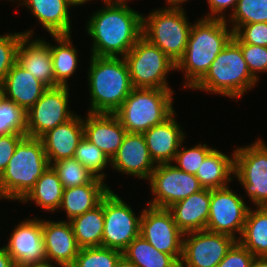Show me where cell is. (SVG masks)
<instances>
[{
	"label": "cell",
	"mask_w": 267,
	"mask_h": 267,
	"mask_svg": "<svg viewBox=\"0 0 267 267\" xmlns=\"http://www.w3.org/2000/svg\"><path fill=\"white\" fill-rule=\"evenodd\" d=\"M142 15L128 4L104 3L86 22L93 41L90 54L124 57L142 36Z\"/></svg>",
	"instance_id": "1"
},
{
	"label": "cell",
	"mask_w": 267,
	"mask_h": 267,
	"mask_svg": "<svg viewBox=\"0 0 267 267\" xmlns=\"http://www.w3.org/2000/svg\"><path fill=\"white\" fill-rule=\"evenodd\" d=\"M195 23V24H194ZM176 70L184 73V88L192 89L206 74L216 56L233 39L234 31L223 19L194 21Z\"/></svg>",
	"instance_id": "2"
},
{
	"label": "cell",
	"mask_w": 267,
	"mask_h": 267,
	"mask_svg": "<svg viewBox=\"0 0 267 267\" xmlns=\"http://www.w3.org/2000/svg\"><path fill=\"white\" fill-rule=\"evenodd\" d=\"M87 72L90 113L114 114L133 86L124 57L90 56Z\"/></svg>",
	"instance_id": "3"
},
{
	"label": "cell",
	"mask_w": 267,
	"mask_h": 267,
	"mask_svg": "<svg viewBox=\"0 0 267 267\" xmlns=\"http://www.w3.org/2000/svg\"><path fill=\"white\" fill-rule=\"evenodd\" d=\"M49 167L42 140L26 136L0 176V199L20 202Z\"/></svg>",
	"instance_id": "4"
},
{
	"label": "cell",
	"mask_w": 267,
	"mask_h": 267,
	"mask_svg": "<svg viewBox=\"0 0 267 267\" xmlns=\"http://www.w3.org/2000/svg\"><path fill=\"white\" fill-rule=\"evenodd\" d=\"M257 82L248 69L241 47L232 39L192 90L238 100L254 88Z\"/></svg>",
	"instance_id": "5"
},
{
	"label": "cell",
	"mask_w": 267,
	"mask_h": 267,
	"mask_svg": "<svg viewBox=\"0 0 267 267\" xmlns=\"http://www.w3.org/2000/svg\"><path fill=\"white\" fill-rule=\"evenodd\" d=\"M174 90L133 88L114 113L127 132L144 133L174 112Z\"/></svg>",
	"instance_id": "6"
},
{
	"label": "cell",
	"mask_w": 267,
	"mask_h": 267,
	"mask_svg": "<svg viewBox=\"0 0 267 267\" xmlns=\"http://www.w3.org/2000/svg\"><path fill=\"white\" fill-rule=\"evenodd\" d=\"M185 8L165 6L142 15V36L159 47L175 63L183 56L192 23Z\"/></svg>",
	"instance_id": "7"
},
{
	"label": "cell",
	"mask_w": 267,
	"mask_h": 267,
	"mask_svg": "<svg viewBox=\"0 0 267 267\" xmlns=\"http://www.w3.org/2000/svg\"><path fill=\"white\" fill-rule=\"evenodd\" d=\"M133 88L171 89L168 73L176 70V63L159 47L141 36L124 56Z\"/></svg>",
	"instance_id": "8"
},
{
	"label": "cell",
	"mask_w": 267,
	"mask_h": 267,
	"mask_svg": "<svg viewBox=\"0 0 267 267\" xmlns=\"http://www.w3.org/2000/svg\"><path fill=\"white\" fill-rule=\"evenodd\" d=\"M234 150V178L255 207H267V144L258 138Z\"/></svg>",
	"instance_id": "9"
},
{
	"label": "cell",
	"mask_w": 267,
	"mask_h": 267,
	"mask_svg": "<svg viewBox=\"0 0 267 267\" xmlns=\"http://www.w3.org/2000/svg\"><path fill=\"white\" fill-rule=\"evenodd\" d=\"M103 211L102 246L123 252L140 235L142 211L137 217L132 207L111 189L103 197Z\"/></svg>",
	"instance_id": "10"
},
{
	"label": "cell",
	"mask_w": 267,
	"mask_h": 267,
	"mask_svg": "<svg viewBox=\"0 0 267 267\" xmlns=\"http://www.w3.org/2000/svg\"><path fill=\"white\" fill-rule=\"evenodd\" d=\"M244 200V195H238L230 189V185L211 189L209 218L205 230L229 235L238 241L250 208Z\"/></svg>",
	"instance_id": "11"
},
{
	"label": "cell",
	"mask_w": 267,
	"mask_h": 267,
	"mask_svg": "<svg viewBox=\"0 0 267 267\" xmlns=\"http://www.w3.org/2000/svg\"><path fill=\"white\" fill-rule=\"evenodd\" d=\"M148 182L153 198L146 205L159 208H169L203 189L195 175L177 169L172 163L158 164Z\"/></svg>",
	"instance_id": "12"
},
{
	"label": "cell",
	"mask_w": 267,
	"mask_h": 267,
	"mask_svg": "<svg viewBox=\"0 0 267 267\" xmlns=\"http://www.w3.org/2000/svg\"><path fill=\"white\" fill-rule=\"evenodd\" d=\"M69 97V86L48 88L27 111V136L41 138L49 130L70 120L76 113L69 108Z\"/></svg>",
	"instance_id": "13"
},
{
	"label": "cell",
	"mask_w": 267,
	"mask_h": 267,
	"mask_svg": "<svg viewBox=\"0 0 267 267\" xmlns=\"http://www.w3.org/2000/svg\"><path fill=\"white\" fill-rule=\"evenodd\" d=\"M140 235L155 249L172 255L180 263L184 233L177 227L168 208L147 205L142 210Z\"/></svg>",
	"instance_id": "14"
},
{
	"label": "cell",
	"mask_w": 267,
	"mask_h": 267,
	"mask_svg": "<svg viewBox=\"0 0 267 267\" xmlns=\"http://www.w3.org/2000/svg\"><path fill=\"white\" fill-rule=\"evenodd\" d=\"M236 241L207 230L185 233L180 267H217Z\"/></svg>",
	"instance_id": "15"
},
{
	"label": "cell",
	"mask_w": 267,
	"mask_h": 267,
	"mask_svg": "<svg viewBox=\"0 0 267 267\" xmlns=\"http://www.w3.org/2000/svg\"><path fill=\"white\" fill-rule=\"evenodd\" d=\"M4 245L16 267L47 263L42 233V219L31 217L15 226Z\"/></svg>",
	"instance_id": "16"
},
{
	"label": "cell",
	"mask_w": 267,
	"mask_h": 267,
	"mask_svg": "<svg viewBox=\"0 0 267 267\" xmlns=\"http://www.w3.org/2000/svg\"><path fill=\"white\" fill-rule=\"evenodd\" d=\"M110 166L119 173L149 180L157 165L150 156L143 133L127 132Z\"/></svg>",
	"instance_id": "17"
},
{
	"label": "cell",
	"mask_w": 267,
	"mask_h": 267,
	"mask_svg": "<svg viewBox=\"0 0 267 267\" xmlns=\"http://www.w3.org/2000/svg\"><path fill=\"white\" fill-rule=\"evenodd\" d=\"M26 30L17 49L16 62L48 88H54L55 75L49 42L42 37L32 39L34 29Z\"/></svg>",
	"instance_id": "18"
},
{
	"label": "cell",
	"mask_w": 267,
	"mask_h": 267,
	"mask_svg": "<svg viewBox=\"0 0 267 267\" xmlns=\"http://www.w3.org/2000/svg\"><path fill=\"white\" fill-rule=\"evenodd\" d=\"M42 233L47 263L71 267L80 247L77 245L70 222L42 219Z\"/></svg>",
	"instance_id": "19"
},
{
	"label": "cell",
	"mask_w": 267,
	"mask_h": 267,
	"mask_svg": "<svg viewBox=\"0 0 267 267\" xmlns=\"http://www.w3.org/2000/svg\"><path fill=\"white\" fill-rule=\"evenodd\" d=\"M83 118L84 137L111 160L127 133L115 114L87 112Z\"/></svg>",
	"instance_id": "20"
},
{
	"label": "cell",
	"mask_w": 267,
	"mask_h": 267,
	"mask_svg": "<svg viewBox=\"0 0 267 267\" xmlns=\"http://www.w3.org/2000/svg\"><path fill=\"white\" fill-rule=\"evenodd\" d=\"M185 132L174 112L163 123L154 125L143 133L150 156L156 165L173 162L181 143L185 142Z\"/></svg>",
	"instance_id": "21"
},
{
	"label": "cell",
	"mask_w": 267,
	"mask_h": 267,
	"mask_svg": "<svg viewBox=\"0 0 267 267\" xmlns=\"http://www.w3.org/2000/svg\"><path fill=\"white\" fill-rule=\"evenodd\" d=\"M80 116L75 114L40 138L50 165L62 159L74 158L76 148L84 137L83 118Z\"/></svg>",
	"instance_id": "22"
},
{
	"label": "cell",
	"mask_w": 267,
	"mask_h": 267,
	"mask_svg": "<svg viewBox=\"0 0 267 267\" xmlns=\"http://www.w3.org/2000/svg\"><path fill=\"white\" fill-rule=\"evenodd\" d=\"M17 3L25 5L31 11L32 17L35 16L41 27L51 36L71 34L69 9L78 6L72 0H18Z\"/></svg>",
	"instance_id": "23"
},
{
	"label": "cell",
	"mask_w": 267,
	"mask_h": 267,
	"mask_svg": "<svg viewBox=\"0 0 267 267\" xmlns=\"http://www.w3.org/2000/svg\"><path fill=\"white\" fill-rule=\"evenodd\" d=\"M211 189L202 190L191 194L186 199L170 206L177 227L185 234L206 229L209 218Z\"/></svg>",
	"instance_id": "24"
},
{
	"label": "cell",
	"mask_w": 267,
	"mask_h": 267,
	"mask_svg": "<svg viewBox=\"0 0 267 267\" xmlns=\"http://www.w3.org/2000/svg\"><path fill=\"white\" fill-rule=\"evenodd\" d=\"M5 98L15 102L26 112L38 101L48 87L17 62L3 81Z\"/></svg>",
	"instance_id": "25"
},
{
	"label": "cell",
	"mask_w": 267,
	"mask_h": 267,
	"mask_svg": "<svg viewBox=\"0 0 267 267\" xmlns=\"http://www.w3.org/2000/svg\"><path fill=\"white\" fill-rule=\"evenodd\" d=\"M110 191V187L99 178H94L86 185L63 190L59 211H65L67 221L82 215L98 206L102 198Z\"/></svg>",
	"instance_id": "26"
},
{
	"label": "cell",
	"mask_w": 267,
	"mask_h": 267,
	"mask_svg": "<svg viewBox=\"0 0 267 267\" xmlns=\"http://www.w3.org/2000/svg\"><path fill=\"white\" fill-rule=\"evenodd\" d=\"M234 151L230 156L214 148L206 156L195 175L203 188L217 189L230 185L235 172Z\"/></svg>",
	"instance_id": "27"
},
{
	"label": "cell",
	"mask_w": 267,
	"mask_h": 267,
	"mask_svg": "<svg viewBox=\"0 0 267 267\" xmlns=\"http://www.w3.org/2000/svg\"><path fill=\"white\" fill-rule=\"evenodd\" d=\"M70 35H52L56 45L49 42L53 71L55 75V87L68 86V79L74 75L78 67V51L72 44Z\"/></svg>",
	"instance_id": "28"
},
{
	"label": "cell",
	"mask_w": 267,
	"mask_h": 267,
	"mask_svg": "<svg viewBox=\"0 0 267 267\" xmlns=\"http://www.w3.org/2000/svg\"><path fill=\"white\" fill-rule=\"evenodd\" d=\"M63 190L57 173L50 166L20 202L24 204L30 201L47 213L56 212L61 205Z\"/></svg>",
	"instance_id": "29"
},
{
	"label": "cell",
	"mask_w": 267,
	"mask_h": 267,
	"mask_svg": "<svg viewBox=\"0 0 267 267\" xmlns=\"http://www.w3.org/2000/svg\"><path fill=\"white\" fill-rule=\"evenodd\" d=\"M69 222L80 248L102 246L104 231L103 198L94 209L72 218Z\"/></svg>",
	"instance_id": "30"
},
{
	"label": "cell",
	"mask_w": 267,
	"mask_h": 267,
	"mask_svg": "<svg viewBox=\"0 0 267 267\" xmlns=\"http://www.w3.org/2000/svg\"><path fill=\"white\" fill-rule=\"evenodd\" d=\"M238 241L255 257L267 256V207L249 208Z\"/></svg>",
	"instance_id": "31"
},
{
	"label": "cell",
	"mask_w": 267,
	"mask_h": 267,
	"mask_svg": "<svg viewBox=\"0 0 267 267\" xmlns=\"http://www.w3.org/2000/svg\"><path fill=\"white\" fill-rule=\"evenodd\" d=\"M122 255L136 267H180L172 255L158 251L141 235L130 242Z\"/></svg>",
	"instance_id": "32"
},
{
	"label": "cell",
	"mask_w": 267,
	"mask_h": 267,
	"mask_svg": "<svg viewBox=\"0 0 267 267\" xmlns=\"http://www.w3.org/2000/svg\"><path fill=\"white\" fill-rule=\"evenodd\" d=\"M225 21L231 24L233 31L240 25L267 22V0H238L234 11L229 12Z\"/></svg>",
	"instance_id": "33"
},
{
	"label": "cell",
	"mask_w": 267,
	"mask_h": 267,
	"mask_svg": "<svg viewBox=\"0 0 267 267\" xmlns=\"http://www.w3.org/2000/svg\"><path fill=\"white\" fill-rule=\"evenodd\" d=\"M74 158L77 159L91 174L104 181L106 173L104 170L111 165V160L106 154L98 149L93 143L85 137L76 148Z\"/></svg>",
	"instance_id": "34"
},
{
	"label": "cell",
	"mask_w": 267,
	"mask_h": 267,
	"mask_svg": "<svg viewBox=\"0 0 267 267\" xmlns=\"http://www.w3.org/2000/svg\"><path fill=\"white\" fill-rule=\"evenodd\" d=\"M57 173L64 189L86 185L95 176L91 174L77 159H62L50 165Z\"/></svg>",
	"instance_id": "35"
},
{
	"label": "cell",
	"mask_w": 267,
	"mask_h": 267,
	"mask_svg": "<svg viewBox=\"0 0 267 267\" xmlns=\"http://www.w3.org/2000/svg\"><path fill=\"white\" fill-rule=\"evenodd\" d=\"M122 252L104 246L83 247L71 267H114Z\"/></svg>",
	"instance_id": "36"
},
{
	"label": "cell",
	"mask_w": 267,
	"mask_h": 267,
	"mask_svg": "<svg viewBox=\"0 0 267 267\" xmlns=\"http://www.w3.org/2000/svg\"><path fill=\"white\" fill-rule=\"evenodd\" d=\"M27 112L4 98L0 103V135L26 134Z\"/></svg>",
	"instance_id": "37"
},
{
	"label": "cell",
	"mask_w": 267,
	"mask_h": 267,
	"mask_svg": "<svg viewBox=\"0 0 267 267\" xmlns=\"http://www.w3.org/2000/svg\"><path fill=\"white\" fill-rule=\"evenodd\" d=\"M213 149L214 147H208L204 143L186 148L182 142L172 164L175 163L173 165L179 170L196 175L204 159Z\"/></svg>",
	"instance_id": "38"
},
{
	"label": "cell",
	"mask_w": 267,
	"mask_h": 267,
	"mask_svg": "<svg viewBox=\"0 0 267 267\" xmlns=\"http://www.w3.org/2000/svg\"><path fill=\"white\" fill-rule=\"evenodd\" d=\"M23 36V32L0 35V83L16 62L17 49Z\"/></svg>",
	"instance_id": "39"
},
{
	"label": "cell",
	"mask_w": 267,
	"mask_h": 267,
	"mask_svg": "<svg viewBox=\"0 0 267 267\" xmlns=\"http://www.w3.org/2000/svg\"><path fill=\"white\" fill-rule=\"evenodd\" d=\"M241 47L243 58L251 75L259 82L261 73H267V47L237 43Z\"/></svg>",
	"instance_id": "40"
},
{
	"label": "cell",
	"mask_w": 267,
	"mask_h": 267,
	"mask_svg": "<svg viewBox=\"0 0 267 267\" xmlns=\"http://www.w3.org/2000/svg\"><path fill=\"white\" fill-rule=\"evenodd\" d=\"M233 40L236 43L267 47V22L240 25L234 31Z\"/></svg>",
	"instance_id": "41"
},
{
	"label": "cell",
	"mask_w": 267,
	"mask_h": 267,
	"mask_svg": "<svg viewBox=\"0 0 267 267\" xmlns=\"http://www.w3.org/2000/svg\"><path fill=\"white\" fill-rule=\"evenodd\" d=\"M254 257L247 248L236 241L217 267H249Z\"/></svg>",
	"instance_id": "42"
},
{
	"label": "cell",
	"mask_w": 267,
	"mask_h": 267,
	"mask_svg": "<svg viewBox=\"0 0 267 267\" xmlns=\"http://www.w3.org/2000/svg\"><path fill=\"white\" fill-rule=\"evenodd\" d=\"M27 134L0 135V176L6 169L8 162L13 156L17 145Z\"/></svg>",
	"instance_id": "43"
},
{
	"label": "cell",
	"mask_w": 267,
	"mask_h": 267,
	"mask_svg": "<svg viewBox=\"0 0 267 267\" xmlns=\"http://www.w3.org/2000/svg\"><path fill=\"white\" fill-rule=\"evenodd\" d=\"M238 0H207L209 12L202 18L206 19H223L226 20V10L234 11Z\"/></svg>",
	"instance_id": "44"
},
{
	"label": "cell",
	"mask_w": 267,
	"mask_h": 267,
	"mask_svg": "<svg viewBox=\"0 0 267 267\" xmlns=\"http://www.w3.org/2000/svg\"><path fill=\"white\" fill-rule=\"evenodd\" d=\"M0 267H16L5 247H0Z\"/></svg>",
	"instance_id": "45"
},
{
	"label": "cell",
	"mask_w": 267,
	"mask_h": 267,
	"mask_svg": "<svg viewBox=\"0 0 267 267\" xmlns=\"http://www.w3.org/2000/svg\"><path fill=\"white\" fill-rule=\"evenodd\" d=\"M249 267H267V256L254 257Z\"/></svg>",
	"instance_id": "46"
},
{
	"label": "cell",
	"mask_w": 267,
	"mask_h": 267,
	"mask_svg": "<svg viewBox=\"0 0 267 267\" xmlns=\"http://www.w3.org/2000/svg\"><path fill=\"white\" fill-rule=\"evenodd\" d=\"M114 267H136L129 260H127L123 255L119 258Z\"/></svg>",
	"instance_id": "47"
},
{
	"label": "cell",
	"mask_w": 267,
	"mask_h": 267,
	"mask_svg": "<svg viewBox=\"0 0 267 267\" xmlns=\"http://www.w3.org/2000/svg\"><path fill=\"white\" fill-rule=\"evenodd\" d=\"M189 0H165L169 6L182 7V4L187 3Z\"/></svg>",
	"instance_id": "48"
},
{
	"label": "cell",
	"mask_w": 267,
	"mask_h": 267,
	"mask_svg": "<svg viewBox=\"0 0 267 267\" xmlns=\"http://www.w3.org/2000/svg\"><path fill=\"white\" fill-rule=\"evenodd\" d=\"M103 3H118V4H128L130 0H101Z\"/></svg>",
	"instance_id": "49"
},
{
	"label": "cell",
	"mask_w": 267,
	"mask_h": 267,
	"mask_svg": "<svg viewBox=\"0 0 267 267\" xmlns=\"http://www.w3.org/2000/svg\"><path fill=\"white\" fill-rule=\"evenodd\" d=\"M24 267H56L53 264L50 263H44V264H39V265H29V266H24ZM60 267V266H57Z\"/></svg>",
	"instance_id": "50"
},
{
	"label": "cell",
	"mask_w": 267,
	"mask_h": 267,
	"mask_svg": "<svg viewBox=\"0 0 267 267\" xmlns=\"http://www.w3.org/2000/svg\"><path fill=\"white\" fill-rule=\"evenodd\" d=\"M4 98H5L4 86L3 83H0V103L3 101Z\"/></svg>",
	"instance_id": "51"
},
{
	"label": "cell",
	"mask_w": 267,
	"mask_h": 267,
	"mask_svg": "<svg viewBox=\"0 0 267 267\" xmlns=\"http://www.w3.org/2000/svg\"><path fill=\"white\" fill-rule=\"evenodd\" d=\"M72 1L75 2L78 6H81L85 4L86 2L88 3L89 1H92V0H72Z\"/></svg>",
	"instance_id": "52"
}]
</instances>
